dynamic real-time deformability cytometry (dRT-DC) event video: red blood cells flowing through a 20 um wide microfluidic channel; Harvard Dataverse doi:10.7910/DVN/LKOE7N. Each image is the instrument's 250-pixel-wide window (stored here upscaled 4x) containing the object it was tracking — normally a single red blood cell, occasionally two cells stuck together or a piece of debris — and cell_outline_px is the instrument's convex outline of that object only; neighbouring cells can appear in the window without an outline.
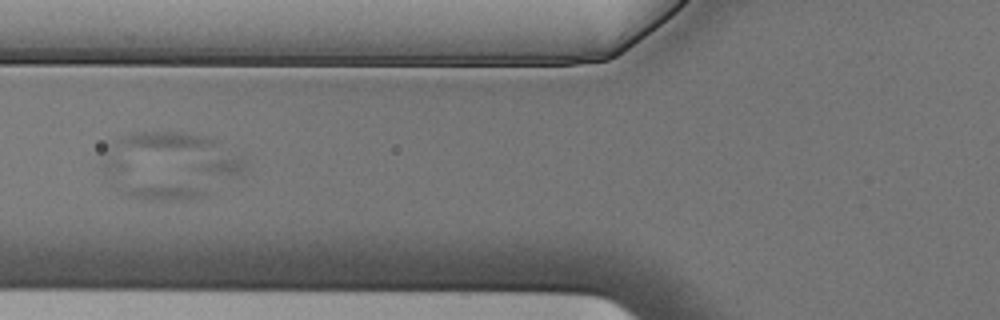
{"species": "Egyptian fruit bat (a non-hibernating species)", "species_latin": "Rousettus aegyptiacus", "temperature_condition": "cold", "stored_images_in_passage": 5, "camera_frame_rate_fps": 3000, "um_per_image_px": 0.085, "animal": {"sex": "male"}, "frame": {"image": 1, "passage_image": 3, "time_ms": 0.667, "image_size_px": [1000, 320], "cell_outline_px": [[212, 192], [188, 200], [160, 200], [124, 196], [116, 188], [100, 168], [104, 160], [116, 160]], "centroid_in_image_um": [12.55, 15.58], "position_along_channel_um": 113.2, "area_um2": 16.94}}